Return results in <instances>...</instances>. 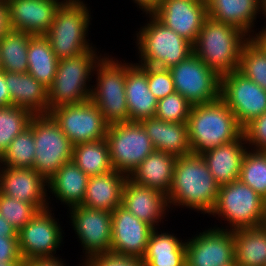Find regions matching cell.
<instances>
[{
	"label": "cell",
	"instance_id": "cell-44",
	"mask_svg": "<svg viewBox=\"0 0 266 266\" xmlns=\"http://www.w3.org/2000/svg\"><path fill=\"white\" fill-rule=\"evenodd\" d=\"M9 261H23L19 252L18 237L0 235V263Z\"/></svg>",
	"mask_w": 266,
	"mask_h": 266
},
{
	"label": "cell",
	"instance_id": "cell-6",
	"mask_svg": "<svg viewBox=\"0 0 266 266\" xmlns=\"http://www.w3.org/2000/svg\"><path fill=\"white\" fill-rule=\"evenodd\" d=\"M100 59L97 52L90 49L59 60L56 75L48 88L49 111L60 105L80 104L90 99L92 88L88 87V83Z\"/></svg>",
	"mask_w": 266,
	"mask_h": 266
},
{
	"label": "cell",
	"instance_id": "cell-39",
	"mask_svg": "<svg viewBox=\"0 0 266 266\" xmlns=\"http://www.w3.org/2000/svg\"><path fill=\"white\" fill-rule=\"evenodd\" d=\"M38 211L33 204L0 193V215L17 231L21 230Z\"/></svg>",
	"mask_w": 266,
	"mask_h": 266
},
{
	"label": "cell",
	"instance_id": "cell-27",
	"mask_svg": "<svg viewBox=\"0 0 266 266\" xmlns=\"http://www.w3.org/2000/svg\"><path fill=\"white\" fill-rule=\"evenodd\" d=\"M140 123L155 150L176 157L191 153L187 123L166 122L155 117L143 119Z\"/></svg>",
	"mask_w": 266,
	"mask_h": 266
},
{
	"label": "cell",
	"instance_id": "cell-32",
	"mask_svg": "<svg viewBox=\"0 0 266 266\" xmlns=\"http://www.w3.org/2000/svg\"><path fill=\"white\" fill-rule=\"evenodd\" d=\"M27 59V72L48 89L56 75L59 59L45 36L31 37Z\"/></svg>",
	"mask_w": 266,
	"mask_h": 266
},
{
	"label": "cell",
	"instance_id": "cell-28",
	"mask_svg": "<svg viewBox=\"0 0 266 266\" xmlns=\"http://www.w3.org/2000/svg\"><path fill=\"white\" fill-rule=\"evenodd\" d=\"M208 16L241 29L249 38L260 12V0H205Z\"/></svg>",
	"mask_w": 266,
	"mask_h": 266
},
{
	"label": "cell",
	"instance_id": "cell-29",
	"mask_svg": "<svg viewBox=\"0 0 266 266\" xmlns=\"http://www.w3.org/2000/svg\"><path fill=\"white\" fill-rule=\"evenodd\" d=\"M89 176L73 161L64 163L47 181V188L69 208L81 205L85 196Z\"/></svg>",
	"mask_w": 266,
	"mask_h": 266
},
{
	"label": "cell",
	"instance_id": "cell-51",
	"mask_svg": "<svg viewBox=\"0 0 266 266\" xmlns=\"http://www.w3.org/2000/svg\"><path fill=\"white\" fill-rule=\"evenodd\" d=\"M0 266H25V261H9L1 262Z\"/></svg>",
	"mask_w": 266,
	"mask_h": 266
},
{
	"label": "cell",
	"instance_id": "cell-46",
	"mask_svg": "<svg viewBox=\"0 0 266 266\" xmlns=\"http://www.w3.org/2000/svg\"><path fill=\"white\" fill-rule=\"evenodd\" d=\"M11 105L10 92L5 81V71L0 70V107Z\"/></svg>",
	"mask_w": 266,
	"mask_h": 266
},
{
	"label": "cell",
	"instance_id": "cell-49",
	"mask_svg": "<svg viewBox=\"0 0 266 266\" xmlns=\"http://www.w3.org/2000/svg\"><path fill=\"white\" fill-rule=\"evenodd\" d=\"M0 235L3 237H18V231L0 215Z\"/></svg>",
	"mask_w": 266,
	"mask_h": 266
},
{
	"label": "cell",
	"instance_id": "cell-36",
	"mask_svg": "<svg viewBox=\"0 0 266 266\" xmlns=\"http://www.w3.org/2000/svg\"><path fill=\"white\" fill-rule=\"evenodd\" d=\"M238 71L266 91V53L251 37L242 47Z\"/></svg>",
	"mask_w": 266,
	"mask_h": 266
},
{
	"label": "cell",
	"instance_id": "cell-48",
	"mask_svg": "<svg viewBox=\"0 0 266 266\" xmlns=\"http://www.w3.org/2000/svg\"><path fill=\"white\" fill-rule=\"evenodd\" d=\"M60 260V261H59ZM62 259H33L25 262V266H64Z\"/></svg>",
	"mask_w": 266,
	"mask_h": 266
},
{
	"label": "cell",
	"instance_id": "cell-45",
	"mask_svg": "<svg viewBox=\"0 0 266 266\" xmlns=\"http://www.w3.org/2000/svg\"><path fill=\"white\" fill-rule=\"evenodd\" d=\"M10 30L8 3L6 0H0V40Z\"/></svg>",
	"mask_w": 266,
	"mask_h": 266
},
{
	"label": "cell",
	"instance_id": "cell-22",
	"mask_svg": "<svg viewBox=\"0 0 266 266\" xmlns=\"http://www.w3.org/2000/svg\"><path fill=\"white\" fill-rule=\"evenodd\" d=\"M125 96L129 122L155 116L158 100L149 90L147 66L126 63Z\"/></svg>",
	"mask_w": 266,
	"mask_h": 266
},
{
	"label": "cell",
	"instance_id": "cell-18",
	"mask_svg": "<svg viewBox=\"0 0 266 266\" xmlns=\"http://www.w3.org/2000/svg\"><path fill=\"white\" fill-rule=\"evenodd\" d=\"M11 30L44 36L54 22L58 8L71 0H6Z\"/></svg>",
	"mask_w": 266,
	"mask_h": 266
},
{
	"label": "cell",
	"instance_id": "cell-2",
	"mask_svg": "<svg viewBox=\"0 0 266 266\" xmlns=\"http://www.w3.org/2000/svg\"><path fill=\"white\" fill-rule=\"evenodd\" d=\"M187 124L190 150L196 155L230 143L243 134L235 115L220 98L192 105Z\"/></svg>",
	"mask_w": 266,
	"mask_h": 266
},
{
	"label": "cell",
	"instance_id": "cell-33",
	"mask_svg": "<svg viewBox=\"0 0 266 266\" xmlns=\"http://www.w3.org/2000/svg\"><path fill=\"white\" fill-rule=\"evenodd\" d=\"M72 161L89 177L113 170L105 138L74 145Z\"/></svg>",
	"mask_w": 266,
	"mask_h": 266
},
{
	"label": "cell",
	"instance_id": "cell-47",
	"mask_svg": "<svg viewBox=\"0 0 266 266\" xmlns=\"http://www.w3.org/2000/svg\"><path fill=\"white\" fill-rule=\"evenodd\" d=\"M135 1L140 9L145 12L147 15L152 14L158 6L161 4L162 0H133Z\"/></svg>",
	"mask_w": 266,
	"mask_h": 266
},
{
	"label": "cell",
	"instance_id": "cell-53",
	"mask_svg": "<svg viewBox=\"0 0 266 266\" xmlns=\"http://www.w3.org/2000/svg\"><path fill=\"white\" fill-rule=\"evenodd\" d=\"M261 226L265 229L266 231V208H265V214L263 216L262 224Z\"/></svg>",
	"mask_w": 266,
	"mask_h": 266
},
{
	"label": "cell",
	"instance_id": "cell-5",
	"mask_svg": "<svg viewBox=\"0 0 266 266\" xmlns=\"http://www.w3.org/2000/svg\"><path fill=\"white\" fill-rule=\"evenodd\" d=\"M89 12L81 0H71L58 8L54 22L44 36L59 60L95 48L86 39L91 24Z\"/></svg>",
	"mask_w": 266,
	"mask_h": 266
},
{
	"label": "cell",
	"instance_id": "cell-37",
	"mask_svg": "<svg viewBox=\"0 0 266 266\" xmlns=\"http://www.w3.org/2000/svg\"><path fill=\"white\" fill-rule=\"evenodd\" d=\"M239 180L266 200V151L245 152Z\"/></svg>",
	"mask_w": 266,
	"mask_h": 266
},
{
	"label": "cell",
	"instance_id": "cell-4",
	"mask_svg": "<svg viewBox=\"0 0 266 266\" xmlns=\"http://www.w3.org/2000/svg\"><path fill=\"white\" fill-rule=\"evenodd\" d=\"M148 16L151 17L149 22L136 34L141 59L137 65L168 69L193 53L190 42L166 27L153 14Z\"/></svg>",
	"mask_w": 266,
	"mask_h": 266
},
{
	"label": "cell",
	"instance_id": "cell-52",
	"mask_svg": "<svg viewBox=\"0 0 266 266\" xmlns=\"http://www.w3.org/2000/svg\"><path fill=\"white\" fill-rule=\"evenodd\" d=\"M260 12L266 16V0H260Z\"/></svg>",
	"mask_w": 266,
	"mask_h": 266
},
{
	"label": "cell",
	"instance_id": "cell-43",
	"mask_svg": "<svg viewBox=\"0 0 266 266\" xmlns=\"http://www.w3.org/2000/svg\"><path fill=\"white\" fill-rule=\"evenodd\" d=\"M243 134L246 139V143L252 146L253 150L266 151V112L261 116L253 119L249 124L243 128Z\"/></svg>",
	"mask_w": 266,
	"mask_h": 266
},
{
	"label": "cell",
	"instance_id": "cell-24",
	"mask_svg": "<svg viewBox=\"0 0 266 266\" xmlns=\"http://www.w3.org/2000/svg\"><path fill=\"white\" fill-rule=\"evenodd\" d=\"M11 105L29 110L33 115L49 114L48 89L28 72H5Z\"/></svg>",
	"mask_w": 266,
	"mask_h": 266
},
{
	"label": "cell",
	"instance_id": "cell-31",
	"mask_svg": "<svg viewBox=\"0 0 266 266\" xmlns=\"http://www.w3.org/2000/svg\"><path fill=\"white\" fill-rule=\"evenodd\" d=\"M235 266H266V231L260 225L233 230Z\"/></svg>",
	"mask_w": 266,
	"mask_h": 266
},
{
	"label": "cell",
	"instance_id": "cell-10",
	"mask_svg": "<svg viewBox=\"0 0 266 266\" xmlns=\"http://www.w3.org/2000/svg\"><path fill=\"white\" fill-rule=\"evenodd\" d=\"M113 170L129 176L155 148L140 122L111 124L105 137Z\"/></svg>",
	"mask_w": 266,
	"mask_h": 266
},
{
	"label": "cell",
	"instance_id": "cell-1",
	"mask_svg": "<svg viewBox=\"0 0 266 266\" xmlns=\"http://www.w3.org/2000/svg\"><path fill=\"white\" fill-rule=\"evenodd\" d=\"M219 188L201 155L190 153L178 156L173 183L167 195L169 209L171 205H181L210 215Z\"/></svg>",
	"mask_w": 266,
	"mask_h": 266
},
{
	"label": "cell",
	"instance_id": "cell-13",
	"mask_svg": "<svg viewBox=\"0 0 266 266\" xmlns=\"http://www.w3.org/2000/svg\"><path fill=\"white\" fill-rule=\"evenodd\" d=\"M220 99L242 128L266 112V91L238 70L220 78Z\"/></svg>",
	"mask_w": 266,
	"mask_h": 266
},
{
	"label": "cell",
	"instance_id": "cell-11",
	"mask_svg": "<svg viewBox=\"0 0 266 266\" xmlns=\"http://www.w3.org/2000/svg\"><path fill=\"white\" fill-rule=\"evenodd\" d=\"M168 69L175 92L191 105L206 104L220 98V78L194 53Z\"/></svg>",
	"mask_w": 266,
	"mask_h": 266
},
{
	"label": "cell",
	"instance_id": "cell-16",
	"mask_svg": "<svg viewBox=\"0 0 266 266\" xmlns=\"http://www.w3.org/2000/svg\"><path fill=\"white\" fill-rule=\"evenodd\" d=\"M69 211L73 229L87 254L86 258L111 251L112 212L82 205L74 206Z\"/></svg>",
	"mask_w": 266,
	"mask_h": 266
},
{
	"label": "cell",
	"instance_id": "cell-23",
	"mask_svg": "<svg viewBox=\"0 0 266 266\" xmlns=\"http://www.w3.org/2000/svg\"><path fill=\"white\" fill-rule=\"evenodd\" d=\"M243 142V143H242ZM242 134L238 139L201 154L215 182L221 186L239 180L244 154L248 148ZM244 145V146H243Z\"/></svg>",
	"mask_w": 266,
	"mask_h": 266
},
{
	"label": "cell",
	"instance_id": "cell-19",
	"mask_svg": "<svg viewBox=\"0 0 266 266\" xmlns=\"http://www.w3.org/2000/svg\"><path fill=\"white\" fill-rule=\"evenodd\" d=\"M153 230V227L120 205L112 212L111 251L143 258Z\"/></svg>",
	"mask_w": 266,
	"mask_h": 266
},
{
	"label": "cell",
	"instance_id": "cell-40",
	"mask_svg": "<svg viewBox=\"0 0 266 266\" xmlns=\"http://www.w3.org/2000/svg\"><path fill=\"white\" fill-rule=\"evenodd\" d=\"M192 105L178 92L158 100L155 118L173 123H187Z\"/></svg>",
	"mask_w": 266,
	"mask_h": 266
},
{
	"label": "cell",
	"instance_id": "cell-20",
	"mask_svg": "<svg viewBox=\"0 0 266 266\" xmlns=\"http://www.w3.org/2000/svg\"><path fill=\"white\" fill-rule=\"evenodd\" d=\"M46 184L34 168L0 167V193L33 204L39 211L49 208Z\"/></svg>",
	"mask_w": 266,
	"mask_h": 266
},
{
	"label": "cell",
	"instance_id": "cell-14",
	"mask_svg": "<svg viewBox=\"0 0 266 266\" xmlns=\"http://www.w3.org/2000/svg\"><path fill=\"white\" fill-rule=\"evenodd\" d=\"M50 208L37 214L18 231L19 252L23 260L55 259L62 240V229ZM54 253V254H53Z\"/></svg>",
	"mask_w": 266,
	"mask_h": 266
},
{
	"label": "cell",
	"instance_id": "cell-15",
	"mask_svg": "<svg viewBox=\"0 0 266 266\" xmlns=\"http://www.w3.org/2000/svg\"><path fill=\"white\" fill-rule=\"evenodd\" d=\"M227 227H213L188 239L186 266H235L233 230Z\"/></svg>",
	"mask_w": 266,
	"mask_h": 266
},
{
	"label": "cell",
	"instance_id": "cell-9",
	"mask_svg": "<svg viewBox=\"0 0 266 266\" xmlns=\"http://www.w3.org/2000/svg\"><path fill=\"white\" fill-rule=\"evenodd\" d=\"M266 200L240 180L221 185L210 214L226 219L229 230L257 227L262 224Z\"/></svg>",
	"mask_w": 266,
	"mask_h": 266
},
{
	"label": "cell",
	"instance_id": "cell-41",
	"mask_svg": "<svg viewBox=\"0 0 266 266\" xmlns=\"http://www.w3.org/2000/svg\"><path fill=\"white\" fill-rule=\"evenodd\" d=\"M147 80L149 90L157 100L175 92L169 69L147 66Z\"/></svg>",
	"mask_w": 266,
	"mask_h": 266
},
{
	"label": "cell",
	"instance_id": "cell-30",
	"mask_svg": "<svg viewBox=\"0 0 266 266\" xmlns=\"http://www.w3.org/2000/svg\"><path fill=\"white\" fill-rule=\"evenodd\" d=\"M143 259L146 266H186V242L168 232L159 234L156 228Z\"/></svg>",
	"mask_w": 266,
	"mask_h": 266
},
{
	"label": "cell",
	"instance_id": "cell-21",
	"mask_svg": "<svg viewBox=\"0 0 266 266\" xmlns=\"http://www.w3.org/2000/svg\"><path fill=\"white\" fill-rule=\"evenodd\" d=\"M122 206L154 229L159 222L161 223L169 208L167 195L153 188L141 186L129 178L124 183Z\"/></svg>",
	"mask_w": 266,
	"mask_h": 266
},
{
	"label": "cell",
	"instance_id": "cell-7",
	"mask_svg": "<svg viewBox=\"0 0 266 266\" xmlns=\"http://www.w3.org/2000/svg\"><path fill=\"white\" fill-rule=\"evenodd\" d=\"M94 71L98 78L96 87L91 86L90 100L98 106L109 125L129 122L125 96L126 63L104 55L96 63Z\"/></svg>",
	"mask_w": 266,
	"mask_h": 266
},
{
	"label": "cell",
	"instance_id": "cell-26",
	"mask_svg": "<svg viewBox=\"0 0 266 266\" xmlns=\"http://www.w3.org/2000/svg\"><path fill=\"white\" fill-rule=\"evenodd\" d=\"M176 160L177 157L172 154L155 150L132 171L128 178L141 186L168 195L173 183Z\"/></svg>",
	"mask_w": 266,
	"mask_h": 266
},
{
	"label": "cell",
	"instance_id": "cell-34",
	"mask_svg": "<svg viewBox=\"0 0 266 266\" xmlns=\"http://www.w3.org/2000/svg\"><path fill=\"white\" fill-rule=\"evenodd\" d=\"M33 35L10 30L0 40V59L5 72L26 73L28 71L27 51Z\"/></svg>",
	"mask_w": 266,
	"mask_h": 266
},
{
	"label": "cell",
	"instance_id": "cell-25",
	"mask_svg": "<svg viewBox=\"0 0 266 266\" xmlns=\"http://www.w3.org/2000/svg\"><path fill=\"white\" fill-rule=\"evenodd\" d=\"M127 175L111 170L89 177L82 206L113 212L122 205V192Z\"/></svg>",
	"mask_w": 266,
	"mask_h": 266
},
{
	"label": "cell",
	"instance_id": "cell-54",
	"mask_svg": "<svg viewBox=\"0 0 266 266\" xmlns=\"http://www.w3.org/2000/svg\"><path fill=\"white\" fill-rule=\"evenodd\" d=\"M0 70H2V64H1V59H0Z\"/></svg>",
	"mask_w": 266,
	"mask_h": 266
},
{
	"label": "cell",
	"instance_id": "cell-42",
	"mask_svg": "<svg viewBox=\"0 0 266 266\" xmlns=\"http://www.w3.org/2000/svg\"><path fill=\"white\" fill-rule=\"evenodd\" d=\"M82 266H146L139 256L123 255L113 251L94 254L85 258Z\"/></svg>",
	"mask_w": 266,
	"mask_h": 266
},
{
	"label": "cell",
	"instance_id": "cell-17",
	"mask_svg": "<svg viewBox=\"0 0 266 266\" xmlns=\"http://www.w3.org/2000/svg\"><path fill=\"white\" fill-rule=\"evenodd\" d=\"M152 14L192 45L208 17L205 0H162Z\"/></svg>",
	"mask_w": 266,
	"mask_h": 266
},
{
	"label": "cell",
	"instance_id": "cell-50",
	"mask_svg": "<svg viewBox=\"0 0 266 266\" xmlns=\"http://www.w3.org/2000/svg\"><path fill=\"white\" fill-rule=\"evenodd\" d=\"M256 35V36H255ZM252 33L251 38L260 46L261 49L266 53V27L262 28V31L258 33Z\"/></svg>",
	"mask_w": 266,
	"mask_h": 266
},
{
	"label": "cell",
	"instance_id": "cell-38",
	"mask_svg": "<svg viewBox=\"0 0 266 266\" xmlns=\"http://www.w3.org/2000/svg\"><path fill=\"white\" fill-rule=\"evenodd\" d=\"M33 114L17 106L0 107V157L12 140L30 123Z\"/></svg>",
	"mask_w": 266,
	"mask_h": 266
},
{
	"label": "cell",
	"instance_id": "cell-35",
	"mask_svg": "<svg viewBox=\"0 0 266 266\" xmlns=\"http://www.w3.org/2000/svg\"><path fill=\"white\" fill-rule=\"evenodd\" d=\"M35 151L33 130L28 126L9 144L0 157V165L7 168H33Z\"/></svg>",
	"mask_w": 266,
	"mask_h": 266
},
{
	"label": "cell",
	"instance_id": "cell-3",
	"mask_svg": "<svg viewBox=\"0 0 266 266\" xmlns=\"http://www.w3.org/2000/svg\"><path fill=\"white\" fill-rule=\"evenodd\" d=\"M248 39L241 29L208 16L193 45V53L222 78L238 70L241 50Z\"/></svg>",
	"mask_w": 266,
	"mask_h": 266
},
{
	"label": "cell",
	"instance_id": "cell-12",
	"mask_svg": "<svg viewBox=\"0 0 266 266\" xmlns=\"http://www.w3.org/2000/svg\"><path fill=\"white\" fill-rule=\"evenodd\" d=\"M49 114L73 146L106 137L109 124L90 99L80 104L60 105L51 109Z\"/></svg>",
	"mask_w": 266,
	"mask_h": 266
},
{
	"label": "cell",
	"instance_id": "cell-8",
	"mask_svg": "<svg viewBox=\"0 0 266 266\" xmlns=\"http://www.w3.org/2000/svg\"><path fill=\"white\" fill-rule=\"evenodd\" d=\"M29 126L36 150L33 168L48 181L64 163L72 161L73 144L50 114L33 115Z\"/></svg>",
	"mask_w": 266,
	"mask_h": 266
}]
</instances>
